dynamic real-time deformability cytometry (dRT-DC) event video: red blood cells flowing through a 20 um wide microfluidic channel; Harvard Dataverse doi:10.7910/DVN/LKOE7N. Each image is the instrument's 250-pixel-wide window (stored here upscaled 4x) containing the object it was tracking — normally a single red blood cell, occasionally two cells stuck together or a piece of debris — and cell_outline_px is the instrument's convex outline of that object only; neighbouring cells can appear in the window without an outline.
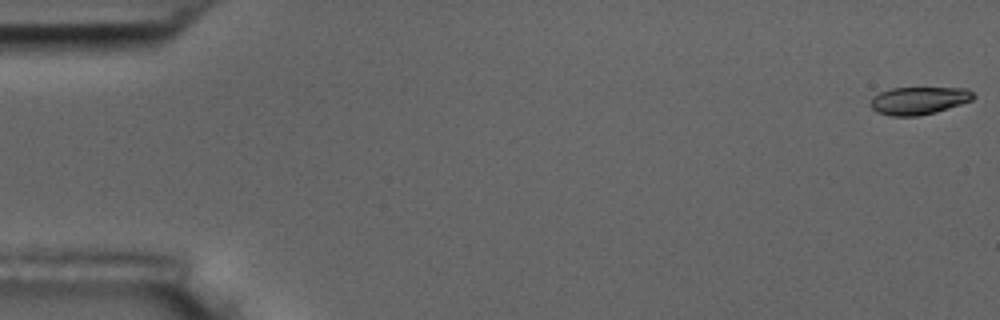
{"species": "common noctule bat (a hibernating species)", "species_latin": "Nyctalus noctula", "temperature_condition": "room temperature", "stored_images_in_passage": 15, "camera_frame_rate_fps": 3000, "um_per_image_px": 0.085, "animal": {"sex": "male", "body_mass_g": 17.5, "forearm_length_mm": 52.3}, "frame": {"image": 1, "passage_image": 1, "time_ms": 0.0, "image_size_px": [1000, 320], "cell_outline_px": [[976, 96], [972, 100], [936, 112], [920, 116], [892, 116], [876, 112], [868, 104], [872, 96], [880, 92], [892, 88], [968, 88]], "centroid_in_image_um": [78.07, 8.55], "position_along_channel_um": 6.9, "area_um2": 16.7}}
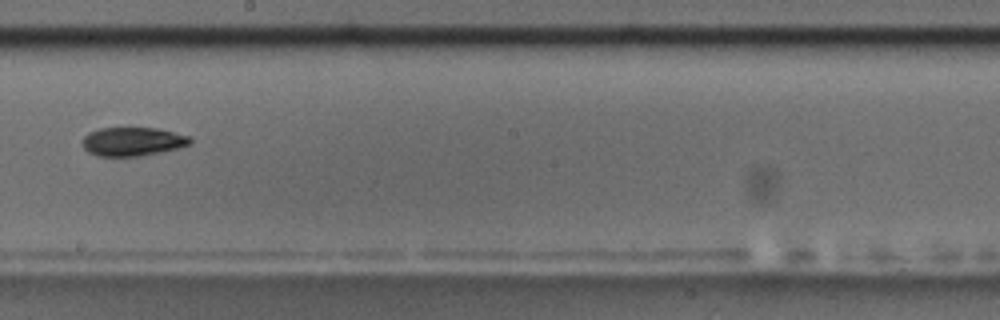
{"frame": {"image": 2, "passage_image": 9, "time_ms": 10.333, "image_size_px": [1000, 320], "cell_outline_px": [[192, 144], [160, 152], [140, 156], [96, 156], [88, 152], [84, 148], [84, 136], [88, 132], [100, 128], [156, 128], [192, 136]], "centroid_in_image_um": [11.3, 12.03], "position_along_channel_um": 236.9, "area_um2": 18.03}}
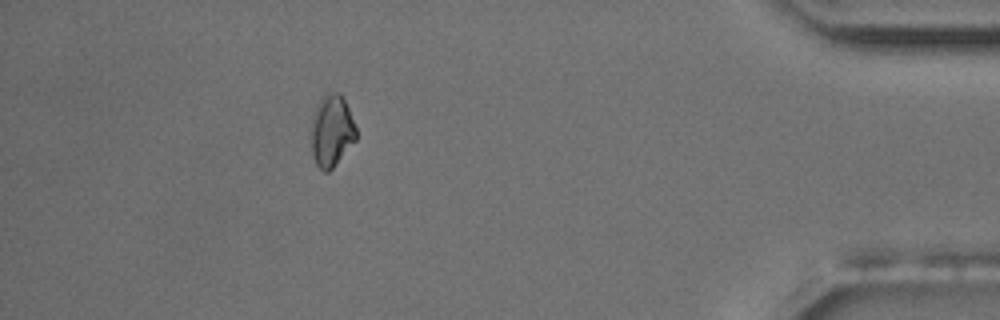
{"frame": {"image": 3, "passage_image": 14, "time_ms": 16.333, "image_size_px": [1000, 320], "cell_outline_px": [[356, 140], [332, 168], [328, 172], [324, 172], [316, 164], [312, 156], [312, 116], [316, 104], [320, 96], [328, 88], [340, 92], [348, 108], [356, 128]], "centroid_in_image_um": [28.17, 11.04], "position_along_channel_um": 407.0, "area_um2": 19.13}, "authors_computed_cell_mechanics": {"area_um2": 17.918, "velocity_mm_per_s": 3.6593, "shape_relaxation_time_tau1_ms": null, "shape_relaxation_time_tau2_ms": 10.6464, "deformation_change_tau1": null, "deformation_change_tau2": 0.1718}}